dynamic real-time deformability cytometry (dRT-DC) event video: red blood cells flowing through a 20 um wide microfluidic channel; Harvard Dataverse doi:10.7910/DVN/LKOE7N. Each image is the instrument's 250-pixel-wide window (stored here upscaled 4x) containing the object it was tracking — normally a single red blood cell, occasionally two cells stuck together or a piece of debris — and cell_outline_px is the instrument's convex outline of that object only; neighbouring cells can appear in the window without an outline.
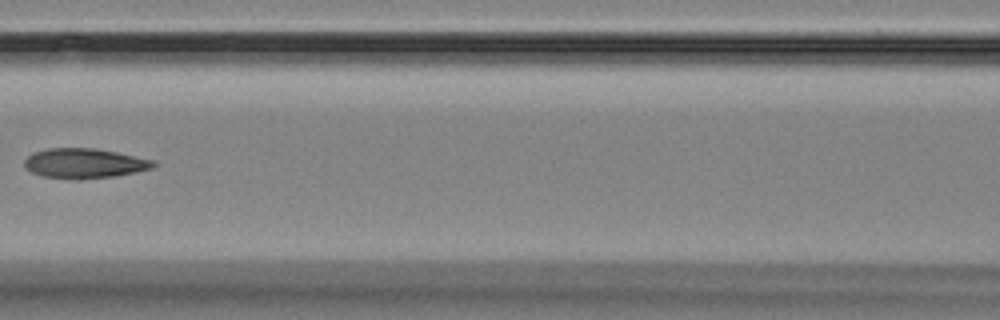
{"species": "Egyptian fruit bat (a non-hibernating species)", "species_latin": "Rousettus aegyptiacus", "temperature_condition": "room temperature", "stored_images_in_passage": 4, "camera_frame_rate_fps": 3000, "um_per_image_px": 0.085, "animal": {"sex": "female"}, "frame": {"image": 1, "passage_image": 3, "time_ms": 2.333, "image_size_px": [1000, 320], "cell_outline_px": [[156, 164], [152, 168], [136, 172], [116, 176], [72, 180], [44, 176], [32, 172], [24, 168], [24, 160], [32, 152], [48, 148], [96, 148], [156, 160]], "centroid_in_image_um": [7.17, 13.88], "position_along_channel_um": 159.4, "area_um2": 22.66}}
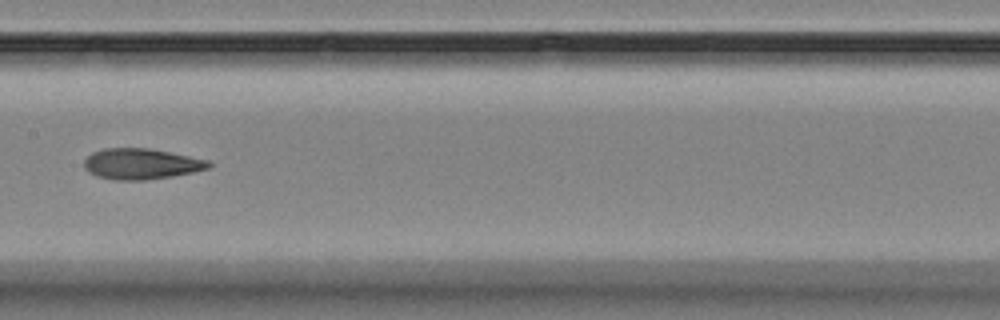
{"frame": {"image": 2, "passage_image": 4, "time_ms": 3.333, "image_size_px": [1000, 320], "cell_outline_px": [[212, 164], [208, 168], [192, 172], [172, 176], [144, 180], [116, 180], [96, 176], [88, 172], [84, 168], [84, 160], [92, 152], [104, 148], [148, 148], [208, 160]], "centroid_in_image_um": [11.95, 13.93], "position_along_channel_um": 195.4, "area_um2": 22.2}}